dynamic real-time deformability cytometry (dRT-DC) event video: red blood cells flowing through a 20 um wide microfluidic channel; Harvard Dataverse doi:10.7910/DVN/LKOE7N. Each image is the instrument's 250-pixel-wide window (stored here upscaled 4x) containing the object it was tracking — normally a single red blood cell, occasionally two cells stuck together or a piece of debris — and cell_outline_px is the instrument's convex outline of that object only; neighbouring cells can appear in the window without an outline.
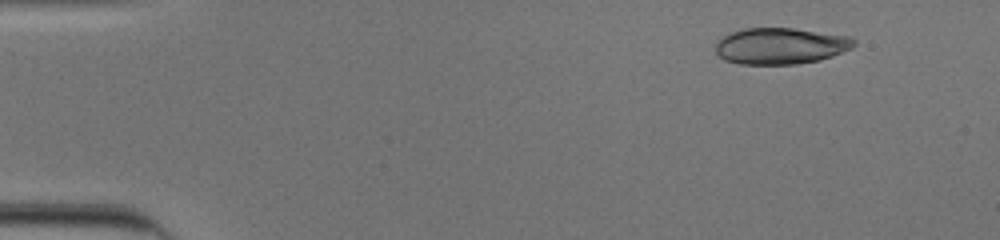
{"species": "human", "species_latin": "Homo sapiens", "temperature_condition": "cold", "stored_images_in_passage": 43, "camera_frame_rate_fps": 3000, "um_per_image_px": 0.085, "donor": {"sex": "male"}, "frame": {"image": 1, "passage_image": 1, "time_ms": 0.0, "image_size_px": [1000, 240], "cell_outline_px": [[856, 44], [852, 48], [832, 56], [820, 60], [796, 64], [740, 64], [724, 60], [716, 52], [716, 44], [724, 36], [732, 32], [744, 28], [792, 28], [852, 36], [856, 40]], "centroid_in_image_um": [66.39, 3.9], "position_along_channel_um": 18.6, "area_um2": 29.36}}
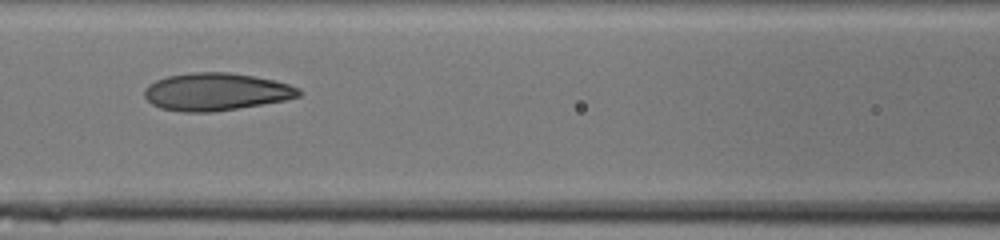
{"frame": {"image": 2, "passage_image": 22, "time_ms": 7.0, "image_size_px": [1000, 240], "cell_outline_px": [[300, 96], [284, 100], [212, 112], [184, 112], [160, 108], [152, 104], [144, 96], [144, 88], [148, 84], [156, 80], [168, 76], [192, 72], [228, 72], [276, 80], [300, 88]], "centroid_in_image_um": [18.33, 7.79], "position_along_channel_um": 148.3, "area_um2": 33.64}}
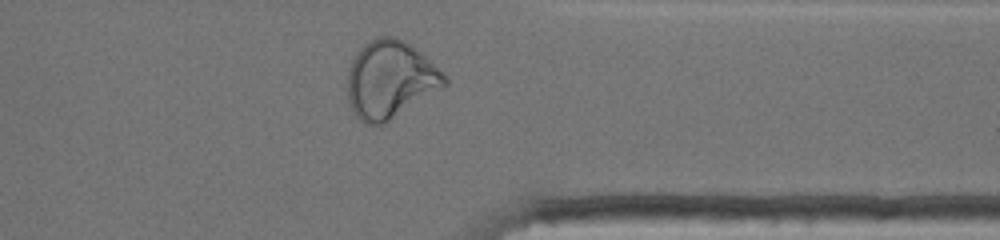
{"frame": {"image": 3, "passage_image": 40, "time_ms": 13.0, "image_size_px": [1000, 240], "cell_outline_px": [[448, 84], [384, 124], [364, 124], [352, 112], [348, 100], [348, 68], [356, 52], [368, 40], [376, 36], [396, 36], [404, 40], [416, 48], [448, 80]], "centroid_in_image_um": [33.11, 6.75], "position_along_channel_um": 378.3, "area_um2": 43.64}, "authors_computed_cell_mechanics": {"area_um2": 32.8882, "velocity_mm_per_s": 3.8913, "shape_relaxation_time_tau1_ms": null, "shape_relaxation_time_tau2_ms": 1.7203, "deformation_change_tau1": null, "deformation_change_tau2": 0.0916}}